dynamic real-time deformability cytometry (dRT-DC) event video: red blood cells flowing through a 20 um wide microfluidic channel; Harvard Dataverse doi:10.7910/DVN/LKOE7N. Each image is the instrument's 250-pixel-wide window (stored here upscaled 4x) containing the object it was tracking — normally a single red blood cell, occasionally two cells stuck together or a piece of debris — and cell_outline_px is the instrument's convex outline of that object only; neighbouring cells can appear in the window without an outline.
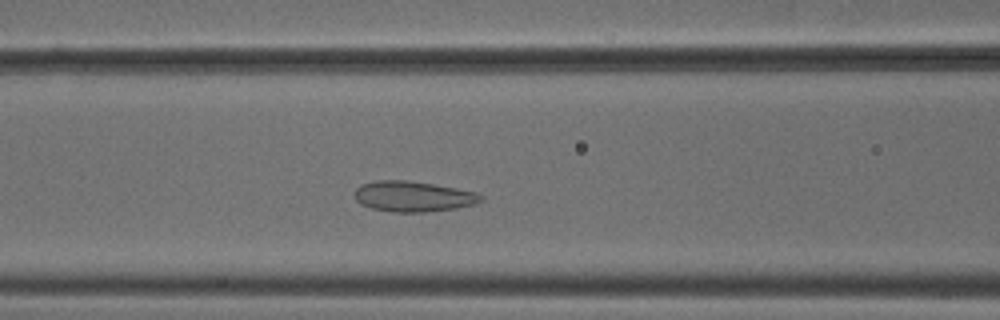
{"species": "common noctule bat (a hibernating species)", "species_latin": "Nyctalus noctula", "temperature_condition": "cold", "stored_images_in_passage": 44, "camera_frame_rate_fps": 3000, "um_per_image_px": 0.085, "animal": {"sex": "male", "body_mass_g": 18.8}, "frame": {"image": 1, "passage_image": 13, "time_ms": 4.0, "image_size_px": [1000, 320], "cell_outline_px": [[484, 200], [476, 204], [456, 208], [428, 212], [392, 212], [372, 208], [360, 204], [356, 200], [356, 188], [364, 184], [376, 180], [404, 180], [432, 184], [456, 188], [476, 192], [484, 196]], "centroid_in_image_um": [35.16, 16.7], "position_along_channel_um": 131.4, "area_um2": 22.43}}
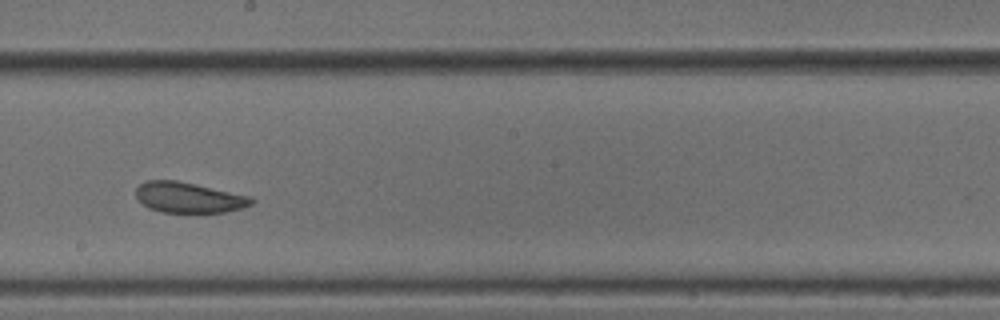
{"frame": {"image": 2, "passage_image": 21, "time_ms": 6.667, "image_size_px": [1000, 320], "cell_outline_px": [[256, 200], [252, 204], [240, 208], [224, 212], [160, 212], [148, 208], [136, 196], [136, 188], [140, 184], [148, 180], [176, 180], [252, 196]], "centroid_in_image_um": [16.06, 16.78], "position_along_channel_um": 232.1, "area_um2": 20.46}}
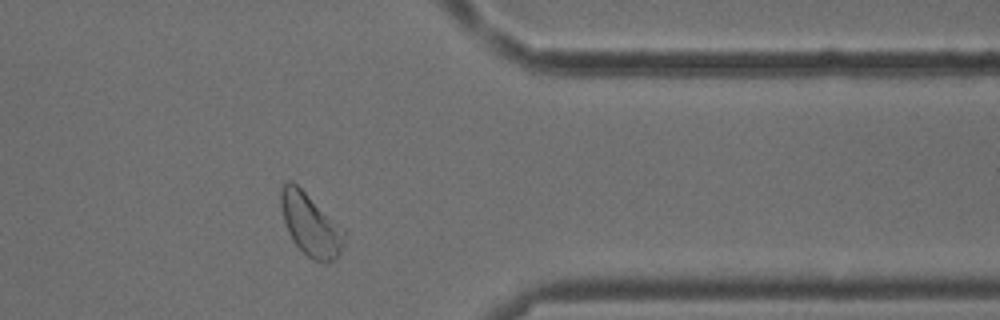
{"frame": {"image": 3, "passage_image": 34, "time_ms": 11.0, "image_size_px": [1000, 320], "cell_outline_px": [[344, 244], [340, 256], [336, 260], [328, 264], [324, 264], [312, 260], [292, 240], [288, 232], [284, 220], [280, 204], [280, 192], [284, 184], [288, 180], [292, 180], [344, 228]], "centroid_in_image_um": [26.42, 19.14], "position_along_channel_um": 385.0, "area_um2": 23.24}, "authors_computed_cell_mechanics": {"area_um2": 22.9177, "velocity_mm_per_s": 3.7844, "shape_relaxation_time_tau1_ms": null, "shape_relaxation_time_tau2_ms": 1.114, "deformation_change_tau1": null, "deformation_change_tau2": 0.0684}}